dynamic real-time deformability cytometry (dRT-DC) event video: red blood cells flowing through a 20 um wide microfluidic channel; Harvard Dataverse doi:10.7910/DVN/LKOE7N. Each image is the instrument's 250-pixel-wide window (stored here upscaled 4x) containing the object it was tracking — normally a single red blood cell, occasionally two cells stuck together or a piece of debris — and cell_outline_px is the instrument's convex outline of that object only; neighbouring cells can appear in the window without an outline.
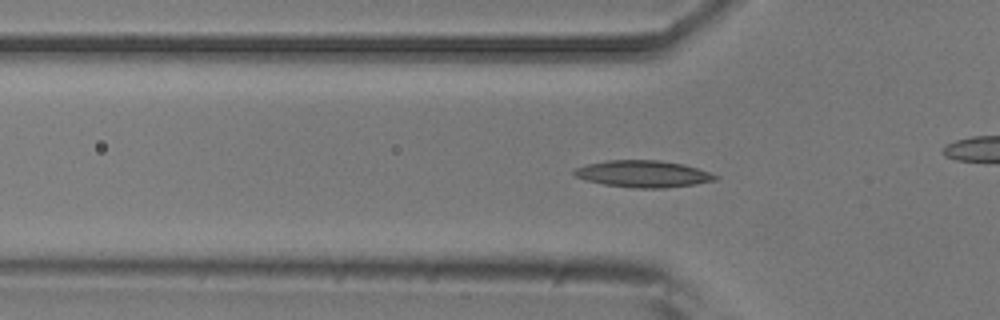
{"species": "common noctule bat (a hibernating species)", "species_latin": "Nyctalus noctula", "temperature_condition": "room temperature", "stored_images_in_passage": 51, "camera_frame_rate_fps": 3000, "um_per_image_px": 0.085, "animal": {"sex": "male", "body_mass_g": 20.5, "forearm_length_mm": 52.5}, "frame": {"image": 1, "passage_image": 15, "time_ms": 4.667, "image_size_px": [1000, 320], "cell_outline_px": [[720, 176], [716, 180], [696, 184], [664, 188], [632, 188], [604, 184], [584, 180], [576, 176], [572, 172], [576, 168], [588, 164], [608, 160], [660, 160], [684, 164]], "centroid_in_image_um": [54.67, 14.78], "position_along_channel_um": 71.1, "area_um2": 22.02}}
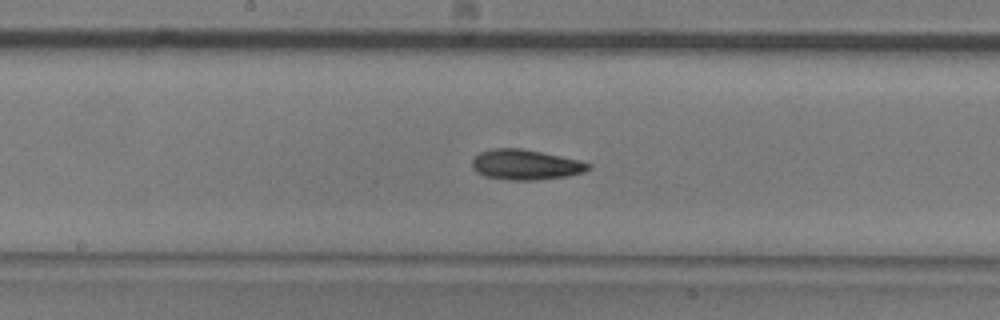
{"frame": {"image": 2, "passage_image": 25, "time_ms": 8.0, "image_size_px": [1000, 320], "cell_outline_px": [[592, 168], [584, 172], [568, 176], [536, 180], [512, 180], [484, 176], [476, 172], [472, 168], [472, 160], [480, 152], [492, 148], [520, 148], [580, 160], [592, 164]], "centroid_in_image_um": [44.69, 14.0], "position_along_channel_um": 203.5, "area_um2": 20.52}}
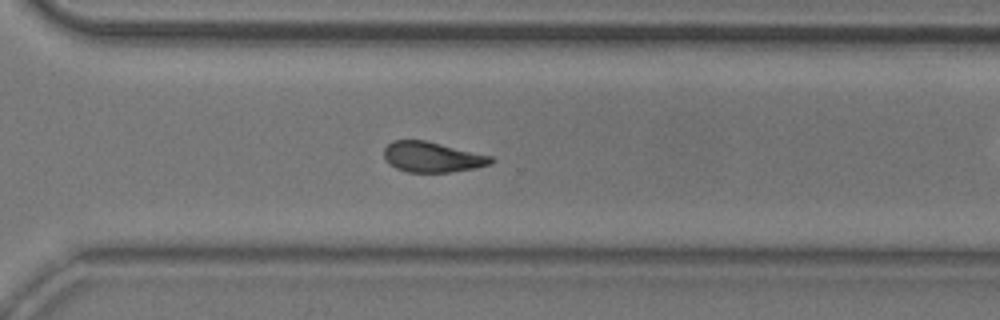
{"frame": {"image": 3, "passage_image": 35, "time_ms": 11.333, "image_size_px": [1000, 320], "cell_outline_px": [[496, 160], [492, 164], [476, 168], [448, 172], [408, 172], [396, 168], [388, 164], [384, 160], [384, 148], [392, 140], [424, 140], [492, 156]], "centroid_in_image_um": [36.73, 13.35], "position_along_channel_um": 333.9, "area_um2": 19.02}}